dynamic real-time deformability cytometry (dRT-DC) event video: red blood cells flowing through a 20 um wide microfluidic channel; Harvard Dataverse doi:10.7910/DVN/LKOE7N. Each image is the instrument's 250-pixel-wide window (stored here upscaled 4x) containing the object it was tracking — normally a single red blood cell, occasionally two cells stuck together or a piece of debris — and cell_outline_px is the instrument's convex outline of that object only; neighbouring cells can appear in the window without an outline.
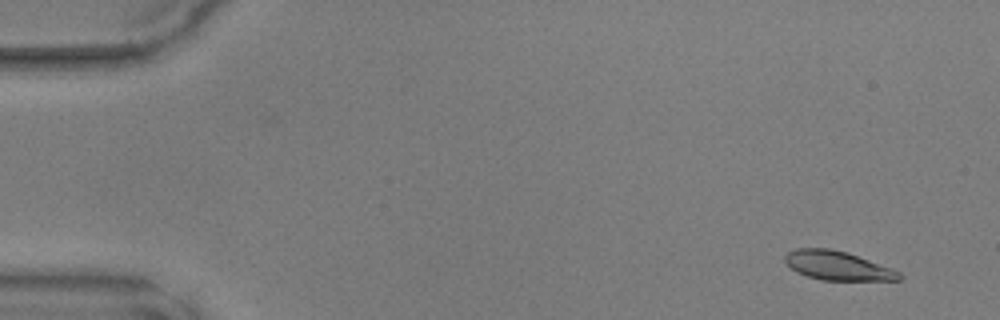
{"species": "common noctule bat (a hibernating species)", "species_latin": "Nyctalus noctula", "temperature_condition": "warm", "stored_images_in_passage": 49, "camera_frame_rate_fps": 3000, "um_per_image_px": 0.085, "animal": {"sex": "male", "body_mass_g": 17.9, "forearm_length_mm": 54.2}, "frame": {"image": 1, "passage_image": 4, "time_ms": 1.0, "image_size_px": [1000, 320], "cell_outline_px": [[904, 276], [900, 280], [820, 280], [796, 272], [784, 260], [784, 256], [788, 252], [796, 248], [828, 248], [848, 252], [892, 268], [900, 272]], "centroid_in_image_um": [71.21, 22.58], "position_along_channel_um": 13.8, "area_um2": 19.36}}
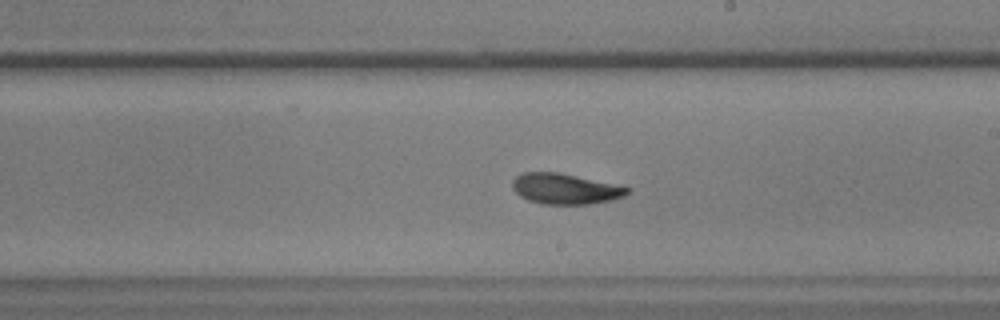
{"frame": {"image": 2, "passage_image": 29, "time_ms": 9.333, "image_size_px": [1000, 320], "cell_outline_px": [[632, 188], [624, 196], [608, 200], [588, 204], [540, 204], [528, 200], [520, 196], [512, 188], [512, 180], [516, 176], [524, 172], [556, 172]], "centroid_in_image_um": [47.98, 16.05], "position_along_channel_um": 241.0, "area_um2": 20.17}}
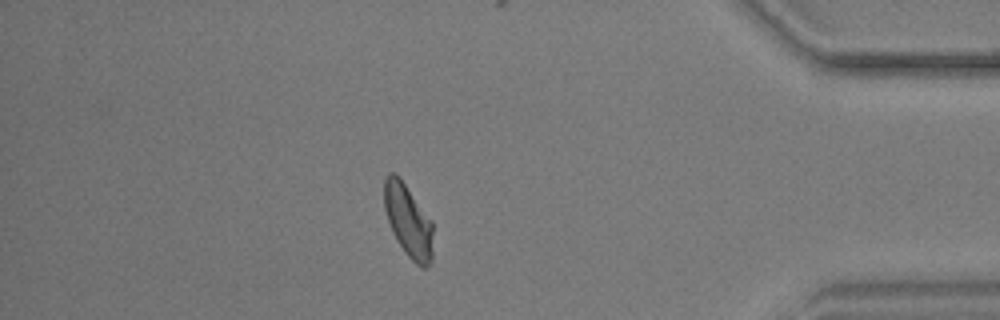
{"frame": {"image": 3, "passage_image": 43, "time_ms": 14.0, "image_size_px": [1000, 320], "cell_outline_px": [[432, 264], [424, 268], [420, 268], [404, 252], [396, 240], [392, 232], [384, 208], [384, 180], [388, 172], [396, 172], [400, 176], [432, 220]], "centroid_in_image_um": [34.7, 18.75], "position_along_channel_um": 400.5, "area_um2": 21.1}}